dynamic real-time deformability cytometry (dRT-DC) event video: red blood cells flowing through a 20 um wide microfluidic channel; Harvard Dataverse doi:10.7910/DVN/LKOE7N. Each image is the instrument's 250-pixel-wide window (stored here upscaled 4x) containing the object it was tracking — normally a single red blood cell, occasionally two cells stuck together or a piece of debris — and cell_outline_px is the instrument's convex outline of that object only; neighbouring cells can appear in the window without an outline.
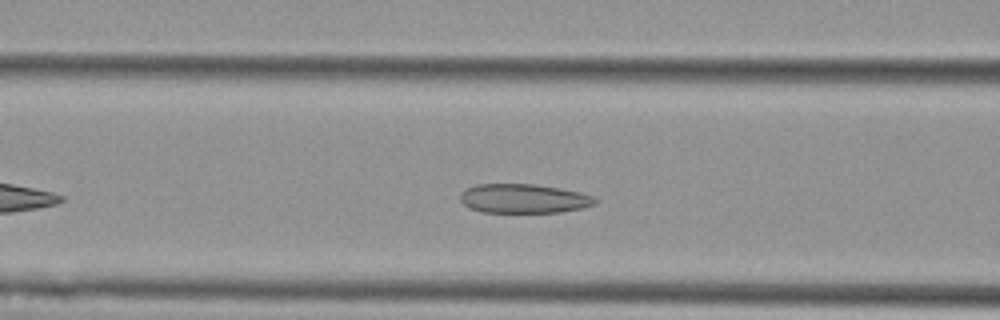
{"species": "Egyptian fruit bat (a non-hibernating species)", "species_latin": "Rousettus aegyptiacus", "temperature_condition": "cold", "stored_images_in_passage": 35, "camera_frame_rate_fps": 3000, "um_per_image_px": 0.085, "animal": {"sex": "female"}, "frame": {"image": 1, "passage_image": 11, "time_ms": 3.333, "image_size_px": [1000, 320], "cell_outline_px": [[600, 200], [596, 204], [580, 208], [560, 212], [480, 212], [468, 208], [460, 200], [460, 192], [476, 184], [532, 184], [580, 192], [592, 196]], "centroid_in_image_um": [44.49, 16.88], "position_along_channel_um": 122.1, "area_um2": 22.89}}
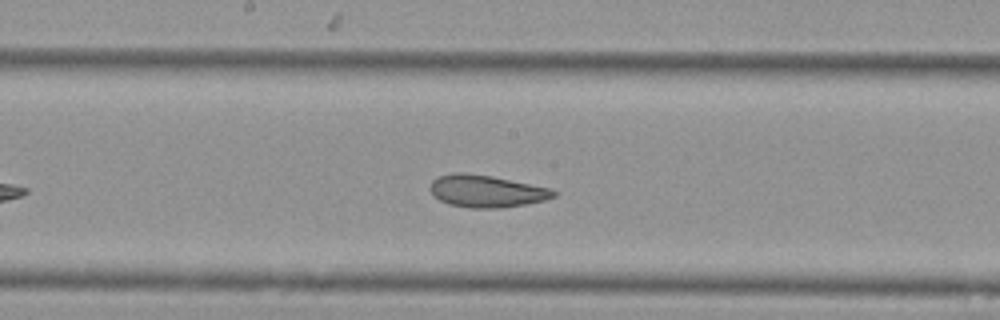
{"frame": {"image": 2, "passage_image": 18, "time_ms": 5.667, "image_size_px": [1000, 320], "cell_outline_px": [[556, 196], [544, 200], [524, 204], [500, 208], [468, 208], [448, 204], [432, 196], [428, 188], [432, 180], [436, 176], [452, 172], [460, 172], [492, 176], [552, 188], [556, 192]], "centroid_in_image_um": [41.29, 16.24], "position_along_channel_um": 206.9, "area_um2": 23.47}}
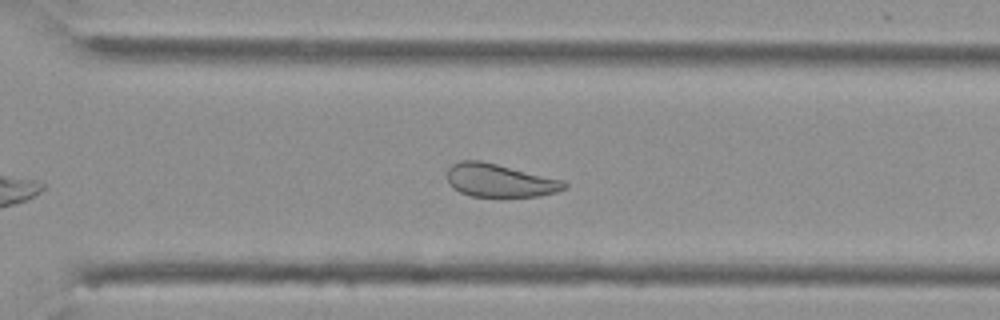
{"frame": {"image": 3, "passage_image": 28, "time_ms": 9.0, "image_size_px": [1000, 320], "cell_outline_px": [[568, 188], [556, 192], [540, 196], [472, 196], [460, 192], [452, 188], [448, 184], [448, 168], [452, 164], [460, 160], [480, 160], [564, 180], [568, 184]], "centroid_in_image_um": [42.48, 15.33], "position_along_channel_um": 328.1, "area_um2": 22.66}, "authors_computed_cell_mechanics": {"area_um2": 23.4668, "velocity_mm_per_s": 3.6423, "shape_relaxation_time_tau1_ms": 8.9441, "shape_relaxation_time_tau2_ms": 2.2449, "deformation_change_tau1": 0.1478, "deformation_change_tau2": 0.0776}}